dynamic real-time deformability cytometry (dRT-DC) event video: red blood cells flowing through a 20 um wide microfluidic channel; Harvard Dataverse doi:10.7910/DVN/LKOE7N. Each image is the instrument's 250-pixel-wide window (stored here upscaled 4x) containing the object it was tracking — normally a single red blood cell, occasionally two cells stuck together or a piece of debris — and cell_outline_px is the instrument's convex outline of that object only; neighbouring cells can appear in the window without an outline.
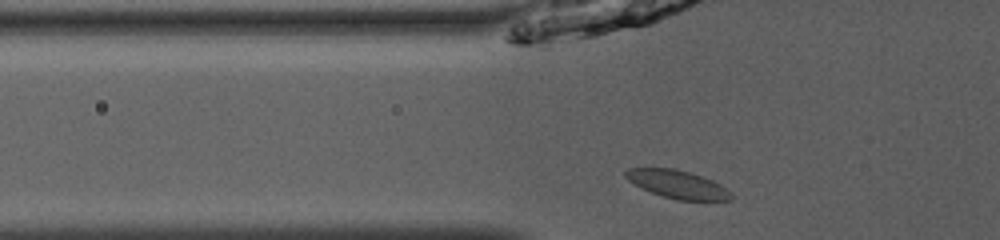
{"species": "common noctule bat (a hibernating species)", "species_latin": "Nyctalus noctula", "temperature_condition": "room temperature", "stored_images_in_passage": 32, "camera_frame_rate_fps": 3000, "um_per_image_px": 0.085, "animal": {"sex": "male", "body_mass_g": 13.0, "forearm_length_mm": 53.1}, "frame": {"image": 1, "passage_image": 2, "time_ms": 0.333, "image_size_px": [1000, 240], "cell_outline_px": [[732, 200], [676, 200], [640, 188], [628, 180], [624, 176], [624, 172], [628, 168], [676, 168], [692, 172], [704, 176], [720, 184], [732, 192]], "centroid_in_image_um": [57.6, 15.65], "position_along_channel_um": 68.2, "area_um2": 17.46}}
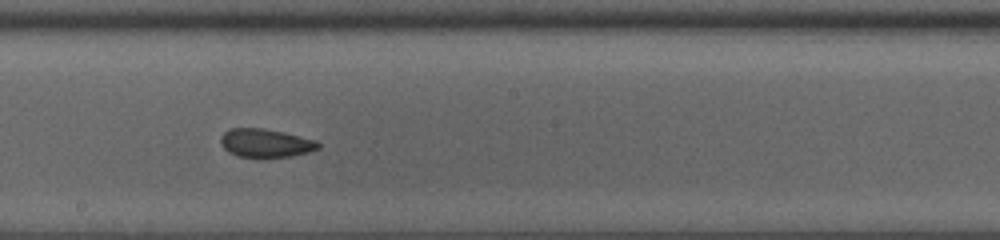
{"frame": {"image": 2, "passage_image": 14, "time_ms": 4.333, "image_size_px": [1000, 240], "cell_outline_px": [[320, 148], [308, 152], [292, 156], [260, 160], [256, 160], [236, 156], [228, 152], [220, 144], [220, 136], [228, 128], [264, 128], [284, 132], [316, 140], [320, 144]], "centroid_in_image_um": [22.54, 12.2], "position_along_channel_um": 225.7, "area_um2": 16.99}}
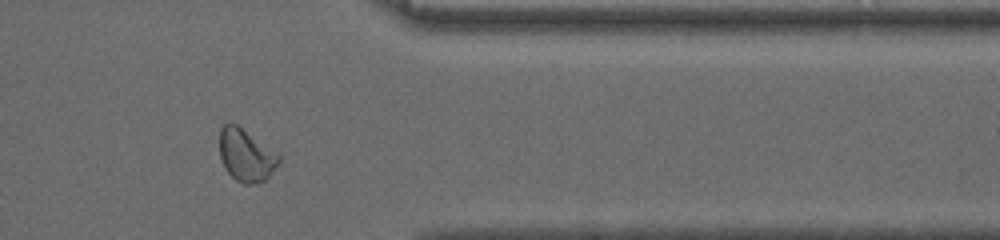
{"frame": {"image": 3, "passage_image": 27, "time_ms": 8.667, "image_size_px": [1000, 240], "cell_outline_px": [[280, 160], [268, 176], [264, 180], [256, 184], [244, 184], [236, 180], [224, 168], [220, 160], [220, 128], [224, 124], [236, 124], [280, 156]], "centroid_in_image_um": [20.87, 13.22], "position_along_channel_um": 390.5, "area_um2": 17.63}}